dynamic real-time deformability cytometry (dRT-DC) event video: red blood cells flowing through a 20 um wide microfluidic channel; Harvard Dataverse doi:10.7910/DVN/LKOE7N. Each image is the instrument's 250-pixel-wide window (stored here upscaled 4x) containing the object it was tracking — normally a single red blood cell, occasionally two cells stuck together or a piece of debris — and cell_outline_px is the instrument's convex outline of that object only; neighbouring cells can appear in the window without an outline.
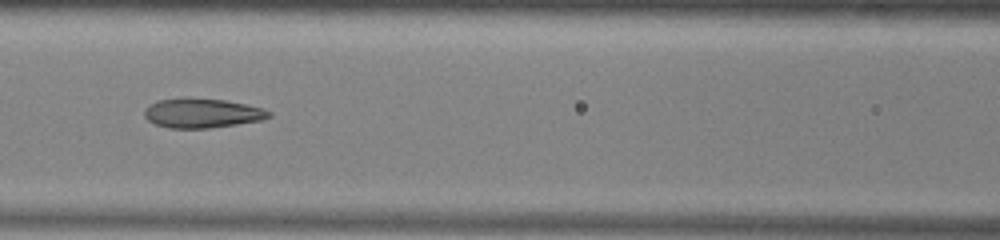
{"species": "common noctule bat (a hibernating species)", "species_latin": "Nyctalus noctula", "temperature_condition": "warm", "stored_images_in_passage": 48, "camera_frame_rate_fps": 3000, "um_per_image_px": 0.085, "animal": {"sex": "male", "body_mass_g": 13.0, "forearm_length_mm": 53.1}, "frame": {"image": 1, "passage_image": 19, "time_ms": 6.0, "image_size_px": [1000, 240], "cell_outline_px": [[272, 116], [260, 120], [236, 124], [208, 128], [168, 128], [156, 124], [148, 120], [144, 116], [144, 108], [148, 104], [160, 100], [224, 100], [244, 104], [260, 108], [272, 112]], "centroid_in_image_um": [17.16, 9.65], "position_along_channel_um": 149.4, "area_um2": 20.58}}
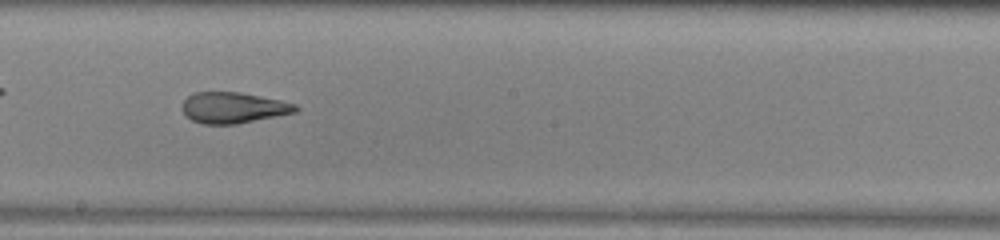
{"frame": {"image": 2, "passage_image": 25, "time_ms": 8.0, "image_size_px": [1000, 240], "cell_outline_px": [[300, 108], [296, 112], [236, 124], [200, 124], [184, 116], [180, 108], [184, 100], [192, 92], [240, 92], [280, 100], [296, 104]], "centroid_in_image_um": [19.78, 9.15], "position_along_channel_um": 228.4, "area_um2": 20.63}}
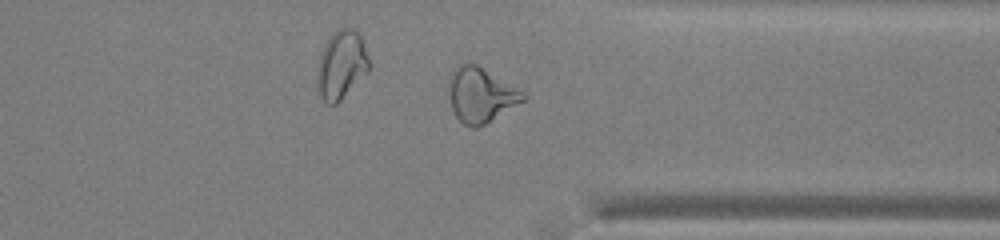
{"frame": {"image": 3, "passage_image": 36, "time_ms": 11.667, "image_size_px": [1000, 240], "cell_outline_px": [[528, 100], [484, 124], [476, 128], [472, 128], [464, 124], [456, 116], [452, 108], [448, 92], [448, 84], [452, 72], [460, 64], [468, 60], [476, 64], [524, 92], [528, 96]], "centroid_in_image_um": [40.88, 8.07], "position_along_channel_um": 370.5, "area_um2": 23.81}, "authors_computed_cell_mechanics": {"area_um2": 23.2356, "velocity_mm_per_s": 3.9662, "shape_relaxation_time_tau1_ms": 10.8822, "shape_relaxation_time_tau2_ms": 2.5533, "deformation_change_tau1": 0.2645, "deformation_change_tau2": 0.1161}}